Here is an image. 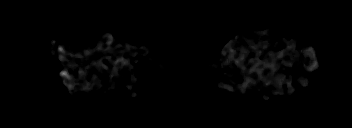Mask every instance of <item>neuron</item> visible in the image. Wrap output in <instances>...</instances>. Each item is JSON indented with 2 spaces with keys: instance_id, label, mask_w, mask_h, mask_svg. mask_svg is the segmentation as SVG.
<instances>
[{
  "instance_id": "obj_1",
  "label": "neuron",
  "mask_w": 352,
  "mask_h": 128,
  "mask_svg": "<svg viewBox=\"0 0 352 128\" xmlns=\"http://www.w3.org/2000/svg\"><path fill=\"white\" fill-rule=\"evenodd\" d=\"M273 34L274 31L271 28H265L263 30V32L257 34V37L259 38H263L264 36L268 35V34ZM108 37V38H106ZM91 39V41H94L93 44V49L92 48H86L84 49V51H80V54H82L81 52H84V55H76L75 51H76V44L73 47L74 50H71V53H66L64 51V47L61 44H58L57 41L54 39L52 40V47L50 48L52 50V54L54 56V58L61 64V66L63 67H67V69L61 70L58 72V76L63 80L65 86L68 89V92H70L71 94L76 93L77 91H82L83 89L85 90V92H89L90 89L92 88H103V86H105V84L103 83H99L97 87V85L95 84V81L99 80L98 78H100V73L102 72H106V79L108 80L107 82H111L113 80H117L118 81V74H125V72H123V68L127 67L129 68V74H130V79H128V83H130L131 85L128 86V88H126V91H129L128 95L131 96H137V91H134V87L136 84L137 80H140L141 78L139 77V79H136L134 76V72H133V68L135 67L134 63H131V61H129V59H136V62H140L138 61L137 58H135L138 54H141L142 56H144V60H148L150 61L153 58H159V54L152 52V48H146L145 46L143 47H136L134 48L130 42H126V46L125 47H121L116 45V43H114L113 41V36L112 34H107V35H102L99 40H95L94 38H89ZM105 39H108V41H104ZM294 39L290 38V41L288 42L286 49L284 51H281L280 54L278 55H274V51L272 50V47L270 48V50L268 51V53L263 57V59H260V48L267 46V45H271L270 41H263L260 40L258 41V43L256 44L257 46L253 45L252 43L250 44V47L255 51V54L251 57L250 59V63H245V61L247 60V57L249 58V51L246 48H243L241 53H236L237 52V47L239 46H234V42H229L227 45V50L221 51L219 53L220 57H221V61L218 64H211L209 65V69H214V68H225V67H229L231 65H234L236 62V66L238 67V72L244 71V68L246 69L244 72V76L243 78L247 79L249 82L248 83H243V81L241 80V78L238 79L239 81V85L245 86V88H252L251 81H253V77L251 75V72L254 71L253 69H256V71L259 73V78L258 80L261 82L262 80V84L263 86H271L272 82L276 81L274 79H276L277 74L282 75V76H288L289 77V82H287V91H288V95L287 97H290L293 92H294V87H292V82H297V79L295 80L293 75H291L292 71H289V67L294 65V63L297 64V60L298 58H293V60H288V56L290 55V49L292 48V46L294 45ZM105 44L107 43V46L104 49L100 48V43ZM233 49V50H232ZM302 54L304 55V57H308V61H306V69L311 72L314 71L315 65L320 64V62L316 59L315 57V51L313 49L312 46L306 47L305 49L302 50ZM229 56V58H226V62L223 61V59L225 57ZM116 58L117 62H113V58ZM232 58V59H231ZM128 59V60H127ZM240 60V61H239ZM241 60L242 62L244 61V65L242 66L241 64ZM104 62V63H103ZM284 63L285 65H287V69H282L279 64L280 63ZM98 63V72H94V76L92 80L86 79L88 78V74L91 73L92 71H95L94 68V64ZM113 64V68H112V74H110V68H108L107 64ZM238 63V65H237ZM309 63V64H308ZM228 64V65H227ZM248 64L255 66V68H250V66H248ZM256 65H258V68H256ZM265 66L270 67L269 69H267V71H265ZM88 67L91 71H87ZM130 68L132 70H130ZM70 69V70H69ZM79 69L78 73L80 74V77L78 79H74L71 75L73 70ZM102 69V71H101ZM108 71V72H107ZM115 71V72H114ZM224 71V77H219L217 75V78L222 79V83H219V87H223L226 91H233V86H236V82L235 81H231V84L229 86H226L224 84V80L223 79H227L228 77H231L232 73H229L228 71H226V69H223ZM246 73V76H245ZM250 74V76L248 75ZM248 75V76H247ZM248 77V78H247ZM309 76H303L301 78V85L302 87H306L309 83ZM87 81V82H86ZM79 84H83L84 87L81 86V88H79ZM285 84V82H281V85L279 84L280 87V93H283V85ZM113 89V85H107V87L105 88V91L107 93L114 91ZM276 91L272 90L269 94L265 95L263 94V98L265 99L264 101H267L271 98V95L275 94ZM102 99V104H100V109H105L106 106L109 105H113L114 101L115 102H120V99H116V100H109V101H104L106 99L101 98ZM106 103V104H105Z\"/></svg>"
}]
</instances>
